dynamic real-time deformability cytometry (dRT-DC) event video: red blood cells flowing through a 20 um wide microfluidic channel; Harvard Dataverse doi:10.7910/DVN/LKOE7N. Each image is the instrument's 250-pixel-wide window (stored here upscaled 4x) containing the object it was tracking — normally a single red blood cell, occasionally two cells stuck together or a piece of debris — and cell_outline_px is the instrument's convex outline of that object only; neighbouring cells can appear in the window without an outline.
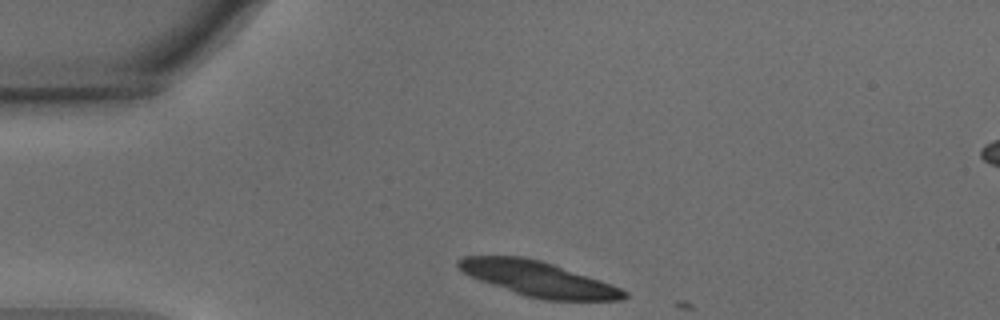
{"species": "common noctule bat (a hibernating species)", "species_latin": "Nyctalus noctula", "temperature_condition": "warm", "stored_images_in_passage": 2, "camera_frame_rate_fps": 3000, "um_per_image_px": 0.085, "animal": {"sex": "male", "body_mass_g": 15.6}, "frame": {"image": 1, "passage_image": 1, "time_ms": 0.0, "image_size_px": [1000, 320], "cell_outline_px": [[628, 296], [624, 300], [544, 300], [524, 296], [468, 276], [456, 264], [456, 260], [464, 256], [520, 256], [540, 260], [612, 284], [628, 292]], "centroid_in_image_um": [45.74, 23.71], "position_along_channel_um": 39.3, "area_um2": 33.64}}